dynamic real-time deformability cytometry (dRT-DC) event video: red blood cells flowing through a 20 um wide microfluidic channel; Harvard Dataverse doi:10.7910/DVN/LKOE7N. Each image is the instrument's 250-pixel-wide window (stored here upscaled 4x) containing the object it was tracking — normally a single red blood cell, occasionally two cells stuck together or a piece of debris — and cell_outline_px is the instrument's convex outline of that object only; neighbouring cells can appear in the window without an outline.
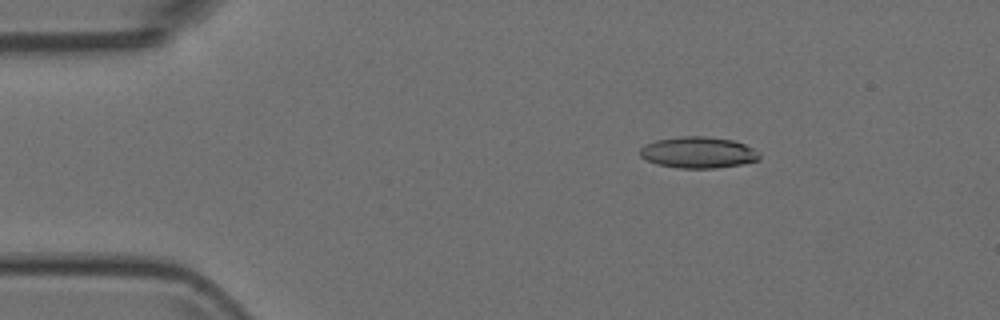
{"species": "Egyptian fruit bat (a non-hibernating species)", "species_latin": "Rousettus aegyptiacus", "temperature_condition": "room temperature", "stored_images_in_passage": 5, "camera_frame_rate_fps": 3000, "um_per_image_px": 0.085, "animal": {"sex": "female"}, "frame": {"image": 1, "passage_image": 3, "time_ms": 0.667, "image_size_px": [1000, 320], "cell_outline_px": [[760, 160], [740, 164], [716, 168], [680, 168], [656, 164], [640, 156], [640, 148], [644, 144], [656, 140], [680, 136], [704, 136], [732, 140], [744, 144], [752, 148], [760, 156]], "centroid_in_image_um": [59.31, 12.96], "position_along_channel_um": 25.7, "area_um2": 21.68}}